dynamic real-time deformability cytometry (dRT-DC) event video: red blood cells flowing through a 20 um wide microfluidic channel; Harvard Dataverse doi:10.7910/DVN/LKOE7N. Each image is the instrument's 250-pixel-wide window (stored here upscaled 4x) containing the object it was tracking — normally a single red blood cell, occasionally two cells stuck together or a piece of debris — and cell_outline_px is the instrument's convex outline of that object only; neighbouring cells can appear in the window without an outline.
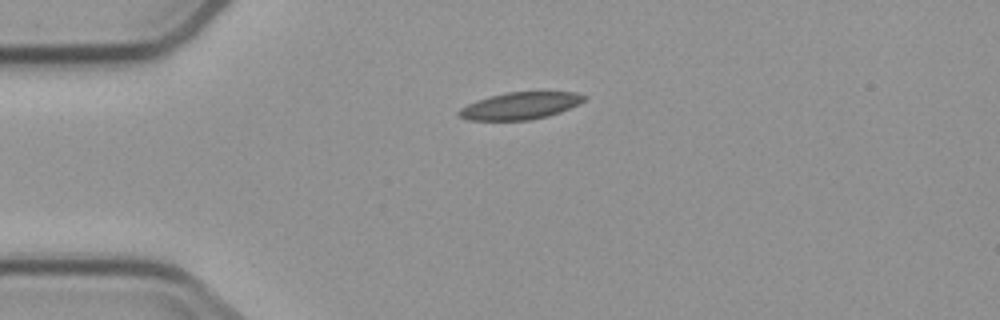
{"species": "common noctule bat (a hibernating species)", "species_latin": "Nyctalus noctula", "temperature_condition": "cold", "stored_images_in_passage": 1, "camera_frame_rate_fps": 3000, "um_per_image_px": 0.085, "animal": {"sex": "male", "body_mass_g": 23.1, "forearm_length_mm": 52.7}, "frame": {"image": 1, "passage_image": 1, "time_ms": 0.0, "image_size_px": [1000, 320], "cell_outline_px": [[588, 96], [580, 104], [560, 112], [548, 116], [528, 120], [468, 120], [460, 116], [456, 112], [460, 108], [476, 100], [488, 96], [508, 92], [576, 92]], "centroid_in_image_um": [44.22, 8.99], "position_along_channel_um": 40.8, "area_um2": 19.83}}